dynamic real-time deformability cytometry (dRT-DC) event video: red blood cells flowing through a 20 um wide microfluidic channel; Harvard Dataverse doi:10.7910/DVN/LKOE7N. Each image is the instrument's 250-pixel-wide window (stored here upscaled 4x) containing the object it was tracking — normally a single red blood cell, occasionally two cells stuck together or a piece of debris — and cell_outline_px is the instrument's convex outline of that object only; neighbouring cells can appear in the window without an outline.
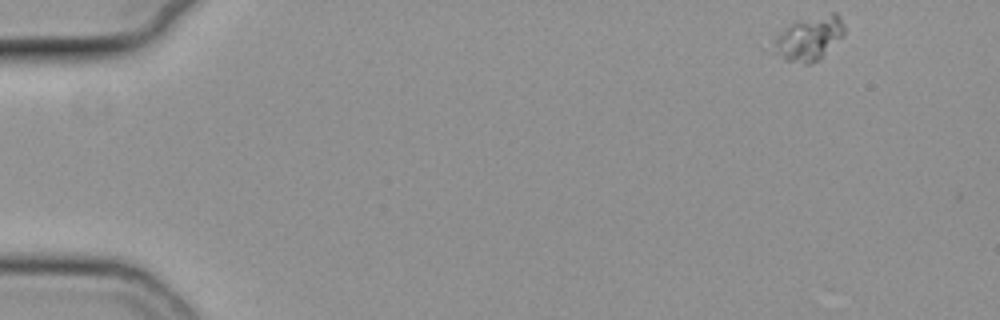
{"species": "common noctule bat (a hibernating species)", "species_latin": "Nyctalus noctula", "temperature_condition": "cold", "stored_images_in_passage": 8, "camera_frame_rate_fps": 3000, "um_per_image_px": 0.085, "animal": {"sex": "female", "body_mass_g": 19.3, "forearm_length_mm": 54.1}, "frame": {"image": 1, "passage_image": 1, "time_ms": 0.0, "image_size_px": [1000, 320], "cell_outline_px": [[844, 36], [820, 60], [812, 64], [804, 64], [784, 60], [772, 52], [776, 36], [788, 24], [796, 20], [832, 12], [836, 12], [840, 16], [844, 24]], "centroid_in_image_um": [68.79, 3.26], "position_along_channel_um": 16.2, "area_um2": 18.79}}